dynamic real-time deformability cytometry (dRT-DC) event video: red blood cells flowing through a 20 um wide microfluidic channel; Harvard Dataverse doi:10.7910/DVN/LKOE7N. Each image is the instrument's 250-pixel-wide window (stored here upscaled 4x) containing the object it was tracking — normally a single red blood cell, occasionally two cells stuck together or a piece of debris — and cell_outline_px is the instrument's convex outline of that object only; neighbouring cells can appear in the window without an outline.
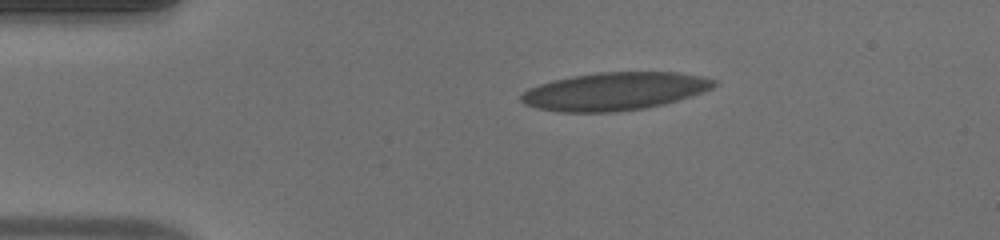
{"species": "human", "species_latin": "Homo sapiens", "temperature_condition": "warm", "stored_images_in_passage": 40, "camera_frame_rate_fps": 3000, "um_per_image_px": 0.085, "donor": {"sex": "male"}, "frame": {"image": 1, "passage_image": 1, "time_ms": 0.0, "image_size_px": [1000, 240], "cell_outline_px": [[720, 84], [704, 92], [692, 96], [664, 104], [648, 108], [616, 112], [560, 112], [536, 108], [524, 104], [520, 100], [520, 96], [524, 92], [540, 84], [556, 80], [576, 76], [600, 72], [676, 72], [700, 76], [716, 80]], "centroid_in_image_um": [52.3, 7.77], "position_along_channel_um": 32.7, "area_um2": 42.54}}
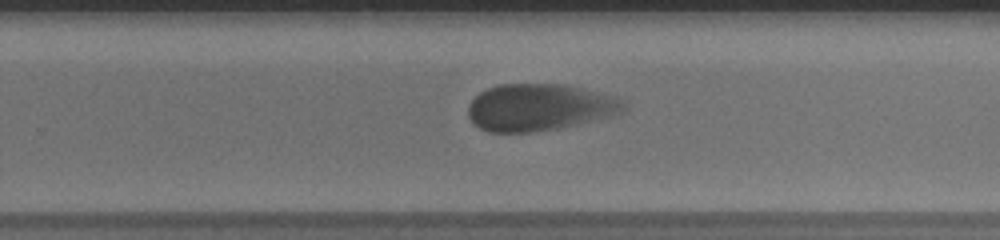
{"frame": {"image": 2, "passage_image": 23, "time_ms": 7.333, "image_size_px": [1000, 240], "cell_outline_px": [[624, 108], [620, 112], [608, 116], [556, 128], [528, 132], [488, 132], [472, 124], [468, 116], [468, 104], [480, 92], [488, 88], [500, 84], [564, 84], [580, 88], [608, 96], [624, 104]], "centroid_in_image_um": [45.69, 9.12], "position_along_channel_um": 284.1, "area_um2": 41.5}}
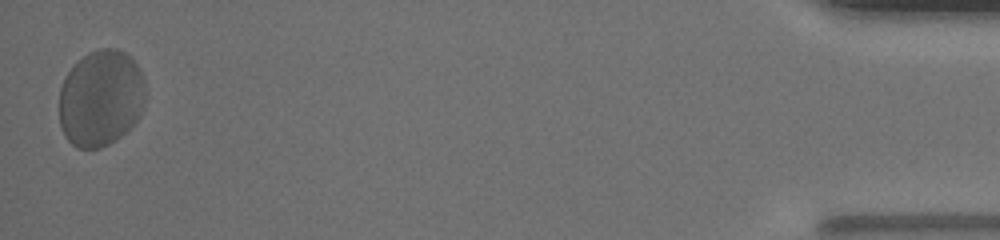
{"frame": {"image": 3, "passage_image": 40, "time_ms": 13.0, "image_size_px": [1000, 240], "cell_outline_px": [[144, 104], [140, 116], [116, 140], [100, 148], [76, 148], [64, 136], [60, 124], [60, 88], [68, 72], [88, 52], [100, 48], [116, 48], [132, 56], [144, 76]], "centroid_in_image_um": [8.58, 8.34], "position_along_channel_um": 426.6, "area_um2": 48.55}, "authors_computed_cell_mechanics": {"area_um2": 42.5986, "velocity_mm_per_s": 4.1173, "shape_relaxation_time_tau1_ms": 2.1544, "shape_relaxation_time_tau2_ms": 0.6891, "deformation_change_tau1": 0.1347, "deformation_change_tau2": 0.0628}}